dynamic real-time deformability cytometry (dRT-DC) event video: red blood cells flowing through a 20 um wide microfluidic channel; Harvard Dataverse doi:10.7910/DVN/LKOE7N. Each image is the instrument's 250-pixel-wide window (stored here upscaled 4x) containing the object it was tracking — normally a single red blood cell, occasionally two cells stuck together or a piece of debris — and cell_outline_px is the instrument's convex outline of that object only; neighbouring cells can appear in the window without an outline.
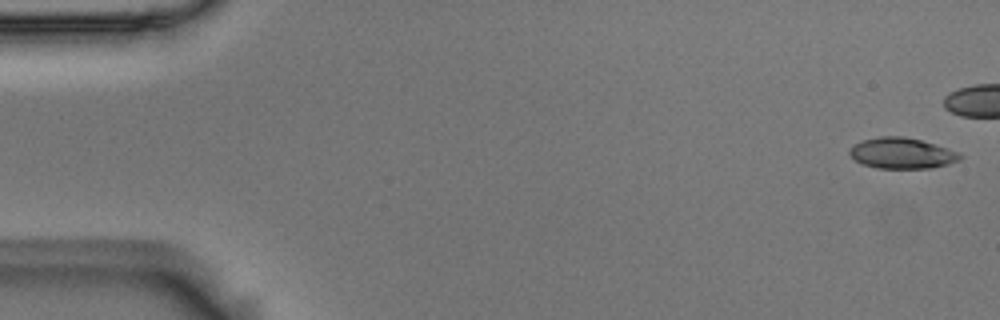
{"species": "Egyptian fruit bat (a non-hibernating species)", "species_latin": "Rousettus aegyptiacus", "temperature_condition": "room temperature", "stored_images_in_passage": 43, "camera_frame_rate_fps": 3000, "um_per_image_px": 0.085, "animal": {"sex": "male"}, "frame": {"image": 1, "passage_image": 1, "time_ms": 0.0, "image_size_px": [1000, 320], "cell_outline_px": [[964, 156], [960, 160], [948, 164], [932, 168], [876, 168], [860, 164], [848, 152], [852, 144], [860, 140], [880, 136], [904, 136], [920, 140], [960, 152]], "centroid_in_image_um": [76.64, 13.02], "position_along_channel_um": 8.4, "area_um2": 20.06}}
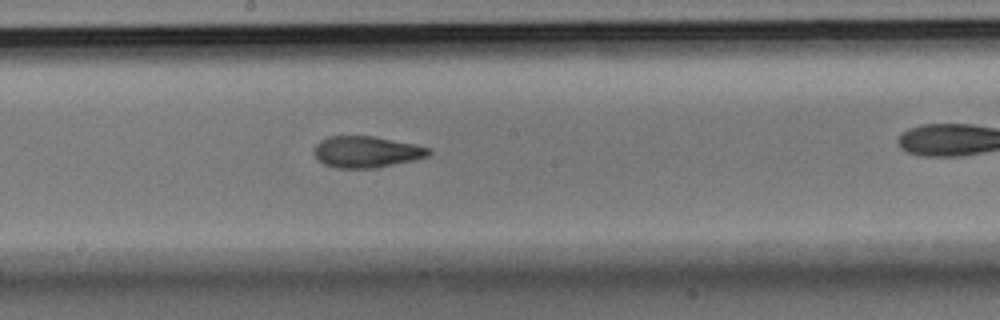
{"frame": {"image": 2, "passage_image": 29, "time_ms": 9.333, "image_size_px": [1000, 320], "cell_outline_px": [[432, 152], [428, 156], [416, 160], [376, 168], [336, 168], [324, 164], [312, 152], [316, 144], [320, 140], [328, 136], [372, 136], [416, 144], [432, 148]], "centroid_in_image_um": [31.18, 12.91], "position_along_channel_um": 217.0, "area_um2": 21.21}}
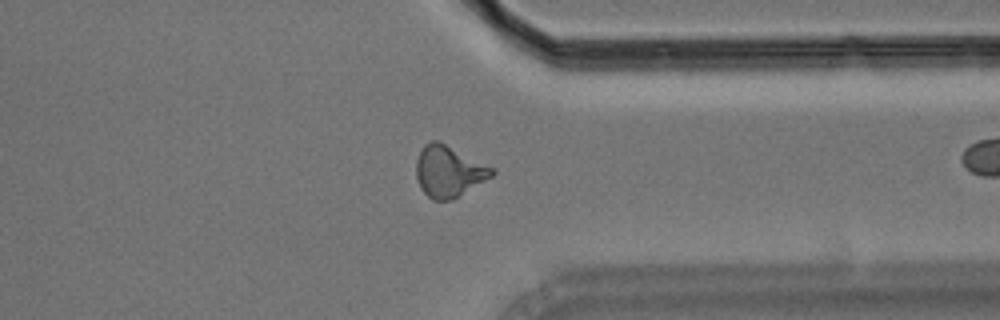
{"frame": {"image": 3, "passage_image": 42, "time_ms": 13.667, "image_size_px": [1000, 320], "cell_outline_px": [[496, 172], [492, 176], [452, 200], [432, 200], [420, 188], [416, 176], [416, 160], [424, 144], [432, 140], [440, 140], [496, 168]], "centroid_in_image_um": [38.16, 14.54], "position_along_channel_um": 373.2, "area_um2": 22.95}}